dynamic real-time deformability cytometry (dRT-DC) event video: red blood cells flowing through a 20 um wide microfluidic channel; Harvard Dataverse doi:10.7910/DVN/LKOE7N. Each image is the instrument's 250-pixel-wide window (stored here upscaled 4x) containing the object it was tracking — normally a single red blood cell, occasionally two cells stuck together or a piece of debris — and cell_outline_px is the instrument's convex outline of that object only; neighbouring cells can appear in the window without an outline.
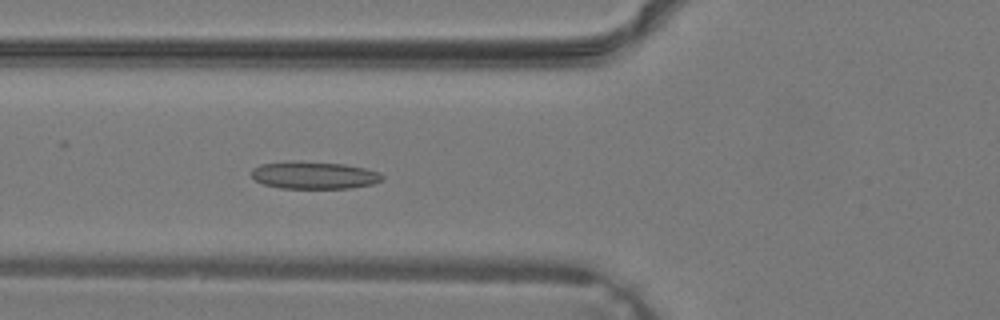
{"species": "common noctule bat (a hibernating species)", "species_latin": "Nyctalus noctula", "temperature_condition": "warm", "stored_images_in_passage": 39, "camera_frame_rate_fps": 3000, "um_per_image_px": 0.085, "animal": {"sex": "male", "body_mass_g": 19.2, "forearm_length_mm": 51.8}, "frame": {"image": 1, "passage_image": 15, "time_ms": 4.667, "image_size_px": [1000, 320], "cell_outline_px": [[384, 180], [372, 184], [352, 188], [280, 188], [264, 184], [256, 180], [252, 176], [252, 168], [260, 164], [288, 160], [344, 164], [364, 168], [380, 172], [384, 176]], "centroid_in_image_um": [26.7, 14.88], "position_along_channel_um": 99.1, "area_um2": 21.04}}
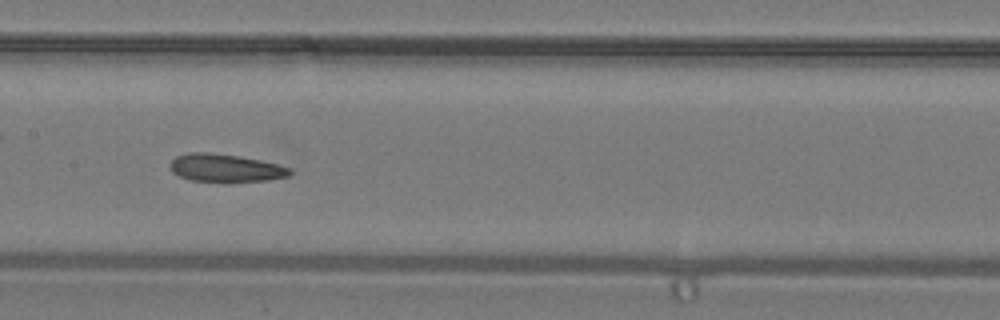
{"frame": {"image": 2, "passage_image": 20, "time_ms": 6.333, "image_size_px": [1000, 320], "cell_outline_px": [[292, 172], [288, 176], [268, 180], [228, 184], [192, 180], [180, 176], [172, 172], [168, 164], [176, 156], [188, 152], [204, 152], [240, 156], [280, 164], [288, 168]], "centroid_in_image_um": [19.15, 14.31], "position_along_channel_um": 188.2, "area_um2": 20.06}}
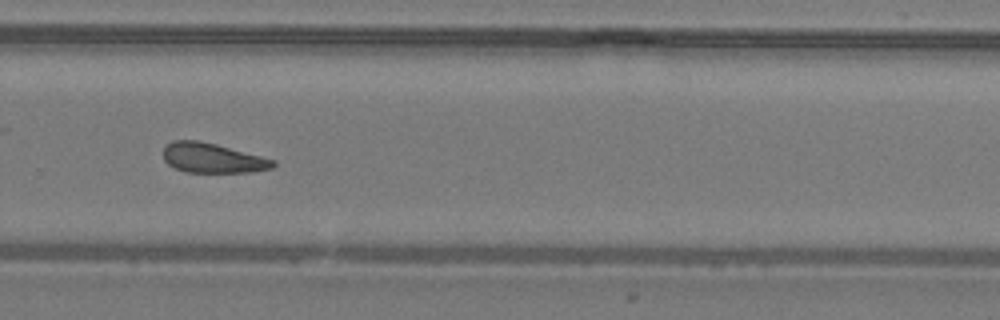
{"frame": {"image": 3, "passage_image": 27, "time_ms": 8.667, "image_size_px": [1000, 320], "cell_outline_px": [[276, 164], [272, 168], [252, 172], [184, 172], [168, 164], [164, 160], [164, 148], [172, 140], [196, 140], [216, 144], [276, 160]], "centroid_in_image_um": [18.07, 13.43], "position_along_channel_um": 311.7, "area_um2": 18.96}}